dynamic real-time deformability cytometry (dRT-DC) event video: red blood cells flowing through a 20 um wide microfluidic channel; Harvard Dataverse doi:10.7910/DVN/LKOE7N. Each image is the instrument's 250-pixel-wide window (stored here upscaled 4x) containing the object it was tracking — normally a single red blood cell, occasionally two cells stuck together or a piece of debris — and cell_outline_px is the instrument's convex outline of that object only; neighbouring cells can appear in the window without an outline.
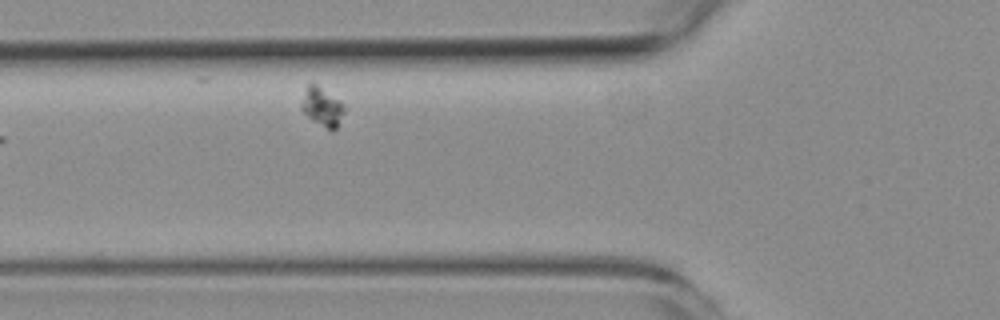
{"species": "common noctule bat (a hibernating species)", "species_latin": "Nyctalus noctula", "temperature_condition": "room temperature", "stored_images_in_passage": 7, "segment_of_instrument_passage": [2, 2], "camera_frame_rate_fps": 3000, "um_per_image_px": 0.085, "animal": {"sex": "female", "body_mass_g": 19.3, "forearm_length_mm": 54.1}, "frame": {"image": 1, "passage_image": 7, "time_ms": 6.667, "image_size_px": [1000, 320], "cell_outline_px": [[348, 108], [340, 124], [332, 132], [312, 120], [300, 108], [300, 104], [308, 84], [312, 80], [340, 100]], "centroid_in_image_um": [27.44, 9.07], "position_along_channel_um": 98.4, "area_um2": 10.17}}